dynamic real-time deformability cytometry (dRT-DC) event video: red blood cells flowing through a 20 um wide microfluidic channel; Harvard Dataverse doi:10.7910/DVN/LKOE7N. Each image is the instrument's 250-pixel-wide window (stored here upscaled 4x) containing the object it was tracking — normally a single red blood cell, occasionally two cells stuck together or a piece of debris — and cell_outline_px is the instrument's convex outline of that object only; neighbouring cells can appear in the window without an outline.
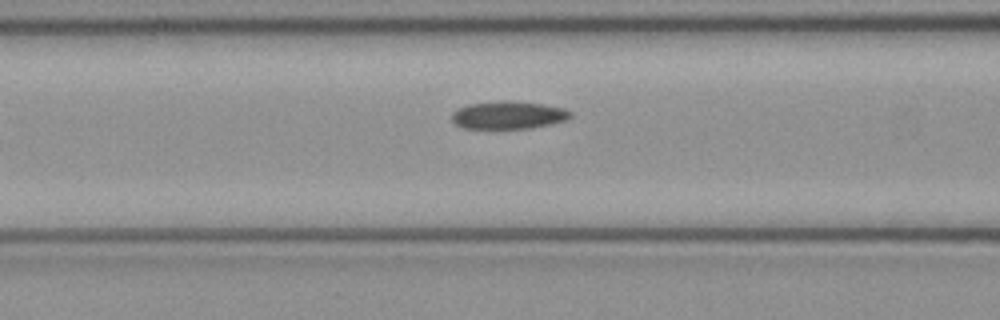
{"species": "common noctule bat (a hibernating species)", "species_latin": "Nyctalus noctula", "temperature_condition": "cold", "stored_images_in_passage": 6, "camera_frame_rate_fps": 3000, "um_per_image_px": 0.085, "animal": {"sex": "female", "body_mass_g": 21.9}, "frame": {"image": 1, "passage_image": 6, "time_ms": 1.667, "image_size_px": [1000, 320], "cell_outline_px": [[572, 116], [568, 120], [552, 124], [528, 128], [464, 128], [456, 124], [452, 120], [452, 112], [468, 104], [500, 100], [512, 100], [544, 104], [564, 108], [572, 112]], "centroid_in_image_um": [43.25, 9.77], "position_along_channel_um": 123.3, "area_um2": 19.36}}